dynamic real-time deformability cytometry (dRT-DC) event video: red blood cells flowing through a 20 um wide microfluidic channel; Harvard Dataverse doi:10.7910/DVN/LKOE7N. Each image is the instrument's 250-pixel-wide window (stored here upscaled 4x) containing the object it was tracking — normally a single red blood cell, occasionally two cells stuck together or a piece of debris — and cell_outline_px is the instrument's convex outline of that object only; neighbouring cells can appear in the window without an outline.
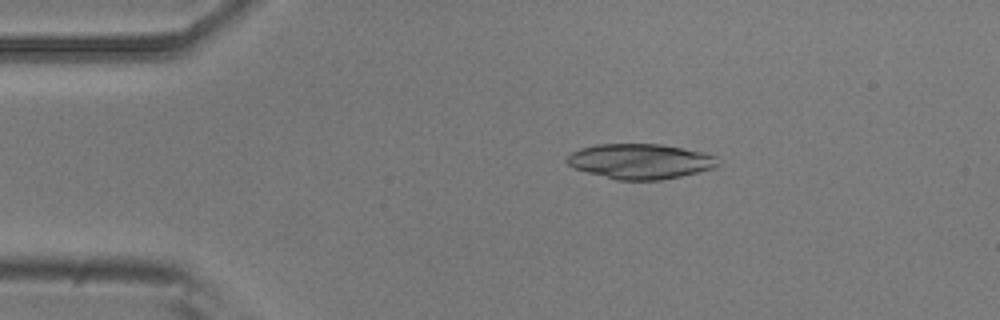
{"species": "common noctule bat (a hibernating species)", "species_latin": "Nyctalus noctula", "temperature_condition": "room temperature", "stored_images_in_passage": 4, "camera_frame_rate_fps": 3000, "um_per_image_px": 0.085, "animal": {"sex": "male", "body_mass_g": 20.5, "forearm_length_mm": 52.5}, "frame": {"image": 1, "passage_image": 3, "time_ms": 0.667, "image_size_px": [1000, 320], "cell_outline_px": [[720, 164], [716, 168], [680, 176], [660, 180], [616, 180], [572, 168], [564, 160], [572, 152], [580, 148], [596, 144], [660, 144], [700, 152], [716, 156]], "centroid_in_image_um": [54.39, 13.72], "position_along_channel_um": 30.6, "area_um2": 30.92}}